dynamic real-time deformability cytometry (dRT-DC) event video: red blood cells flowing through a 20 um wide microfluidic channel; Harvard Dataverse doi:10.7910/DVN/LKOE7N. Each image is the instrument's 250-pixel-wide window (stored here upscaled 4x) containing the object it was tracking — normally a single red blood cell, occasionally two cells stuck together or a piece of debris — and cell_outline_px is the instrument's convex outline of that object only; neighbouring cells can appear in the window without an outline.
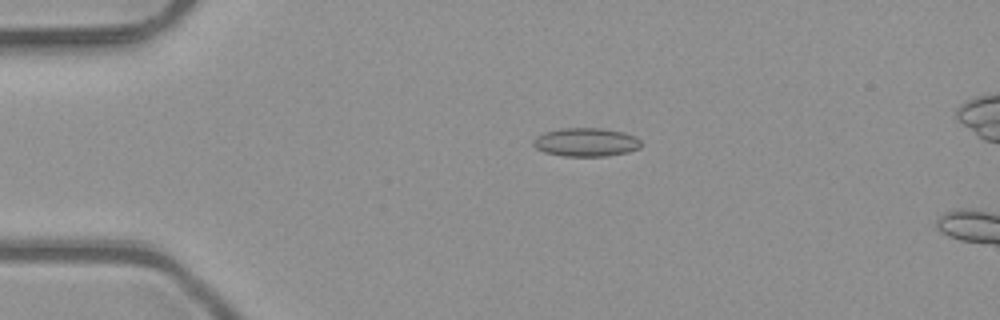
{"species": "common noctule bat (a hibernating species)", "species_latin": "Nyctalus noctula", "temperature_condition": "room temperature", "stored_images_in_passage": 5, "camera_frame_rate_fps": 3000, "um_per_image_px": 0.085, "animal": {"sex": "male", "body_mass_g": 23.1, "forearm_length_mm": 52.7}, "frame": {"image": 1, "passage_image": 4, "time_ms": 1.0, "image_size_px": [1000, 320], "cell_outline_px": [[640, 148], [628, 152], [604, 156], [564, 156], [544, 152], [536, 148], [532, 144], [532, 140], [536, 136], [544, 132], [564, 128], [604, 128], [624, 132], [636, 136], [640, 140]], "centroid_in_image_um": [49.8, 12.08], "position_along_channel_um": 35.2, "area_um2": 18.03}}